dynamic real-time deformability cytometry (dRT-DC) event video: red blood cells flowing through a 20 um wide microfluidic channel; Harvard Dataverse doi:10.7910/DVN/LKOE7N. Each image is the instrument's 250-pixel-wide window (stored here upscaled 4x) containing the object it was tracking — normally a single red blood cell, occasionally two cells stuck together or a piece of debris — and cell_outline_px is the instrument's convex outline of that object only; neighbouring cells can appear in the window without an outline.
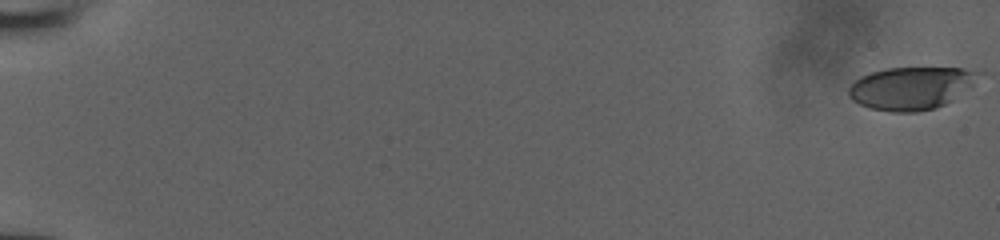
{"species": "human", "species_latin": "Homo sapiens", "temperature_condition": "room temperature", "stored_images_in_passage": 54, "camera_frame_rate_fps": 3000, "um_per_image_px": 0.085, "donor": {"sex": "male"}, "frame": {"image": 1, "passage_image": 1, "time_ms": 0.0, "image_size_px": [1000, 240], "cell_outline_px": [[984, 72], [972, 84], [944, 104], [936, 108], [916, 112], [892, 112], [868, 108], [852, 100], [848, 96], [848, 88], [860, 76], [872, 72], [888, 68], [960, 68]], "centroid_in_image_um": [77.4, 7.49], "position_along_channel_um": 7.6, "area_um2": 32.02}}
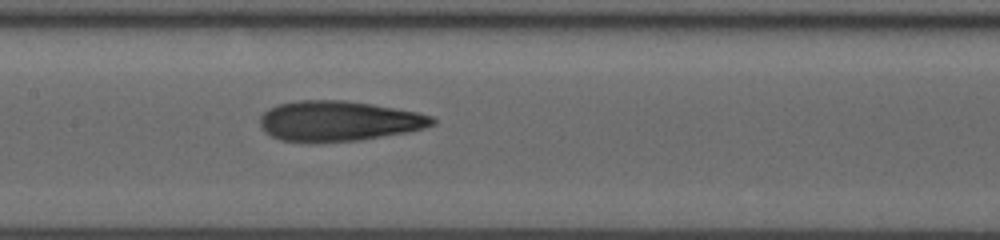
{"frame": {"image": 2, "passage_image": 30, "time_ms": 9.667, "image_size_px": [1000, 240], "cell_outline_px": [[436, 124], [424, 128], [408, 132], [360, 140], [280, 140], [264, 132], [260, 128], [260, 116], [268, 108], [280, 104], [296, 100], [344, 100], [372, 104], [416, 112], [432, 116], [436, 120]], "centroid_in_image_um": [28.8, 10.26], "position_along_channel_um": 178.6, "area_um2": 39.82}}
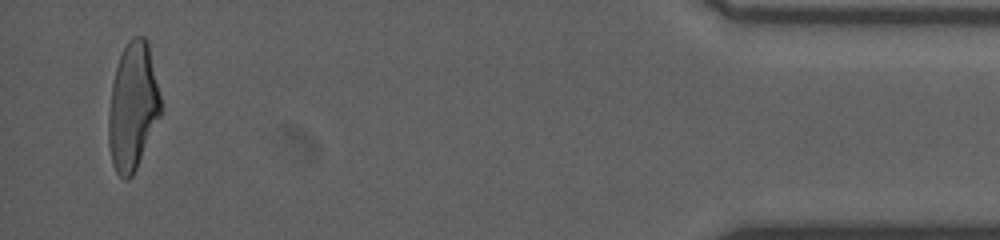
{"frame": {"image": 3, "passage_image": 53, "time_ms": 17.333, "image_size_px": [1000, 240], "cell_outline_px": [[160, 116], [136, 168], [132, 176], [128, 180], [124, 180], [116, 172], [112, 164], [108, 144], [108, 116], [112, 84], [116, 68], [120, 56], [128, 40], [132, 36], [144, 36], [148, 40], [160, 96]], "centroid_in_image_um": [11.27, 9.05], "position_along_channel_um": 423.9, "area_um2": 38.55}}